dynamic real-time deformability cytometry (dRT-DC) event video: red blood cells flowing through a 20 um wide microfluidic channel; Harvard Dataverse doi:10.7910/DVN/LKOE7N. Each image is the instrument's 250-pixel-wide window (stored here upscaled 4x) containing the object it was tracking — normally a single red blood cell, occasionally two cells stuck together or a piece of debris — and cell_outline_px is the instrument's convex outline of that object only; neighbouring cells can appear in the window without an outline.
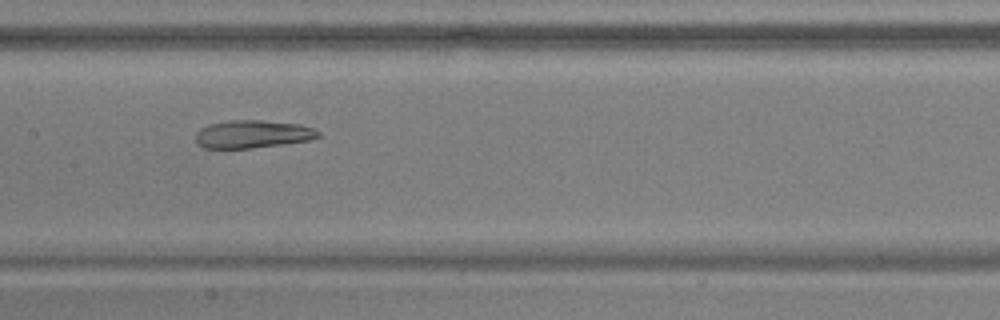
{"species": "common noctule bat (a hibernating species)", "species_latin": "Nyctalus noctula", "temperature_condition": "warm", "stored_images_in_passage": 55, "camera_frame_rate_fps": 3000, "um_per_image_px": 0.085, "animal": {"sex": "male", "body_mass_g": 17.9, "forearm_length_mm": 54.2}, "frame": {"image": 1, "passage_image": 28, "time_ms": 9.0, "image_size_px": [1000, 320], "cell_outline_px": [[320, 136], [308, 140], [252, 148], [204, 148], [196, 144], [196, 132], [200, 128], [208, 124], [228, 120], [260, 120], [300, 124], [312, 128], [320, 132]], "centroid_in_image_um": [21.42, 11.39], "position_along_channel_um": 186.0, "area_um2": 19.88}}
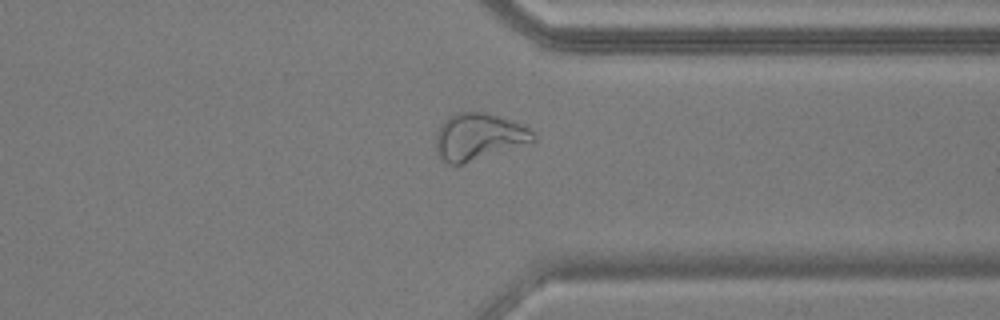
{"frame": {"image": 2, "passage_image": 43, "time_ms": 14.0, "image_size_px": [1000, 320], "cell_outline_px": [[536, 140], [464, 164], [448, 164], [436, 152], [436, 132], [444, 120], [448, 116], [456, 112], [488, 112], [512, 120], [528, 128], [536, 136]], "centroid_in_image_um": [40.65, 11.6], "position_along_channel_um": 370.7, "area_um2": 26.47}}
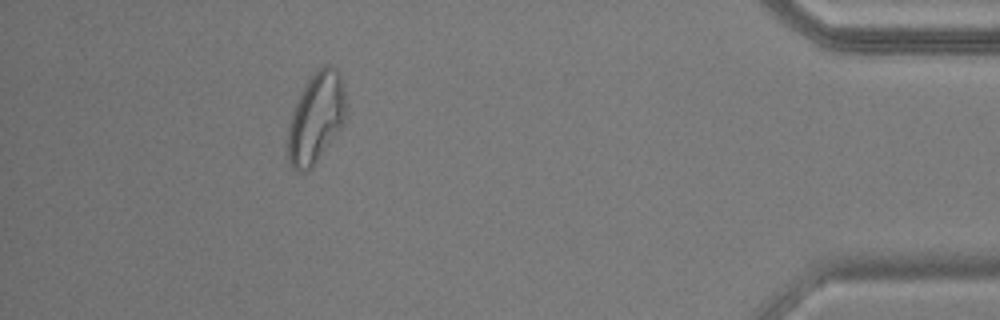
{"frame": {"image": 3, "passage_image": 50, "time_ms": 16.333, "image_size_px": [1000, 320], "cell_outline_px": [[348, 112], [344, 124], [312, 168], [308, 172], [296, 172], [292, 168], [288, 160], [288, 128], [292, 112], [308, 80], [324, 64], [328, 64], [336, 68], [340, 72], [348, 104]], "centroid_in_image_um": [26.91, 10.05], "position_along_channel_um": 408.3, "area_um2": 30.98}, "authors_computed_cell_mechanics": {"area_um2": 25.143, "velocity_mm_per_s": 3.716, "shape_relaxation_time_tau1_ms": 9.4253, "shape_relaxation_time_tau2_ms": 2.0132, "deformation_change_tau1": 0.2404, "deformation_change_tau2": 0.0994}}